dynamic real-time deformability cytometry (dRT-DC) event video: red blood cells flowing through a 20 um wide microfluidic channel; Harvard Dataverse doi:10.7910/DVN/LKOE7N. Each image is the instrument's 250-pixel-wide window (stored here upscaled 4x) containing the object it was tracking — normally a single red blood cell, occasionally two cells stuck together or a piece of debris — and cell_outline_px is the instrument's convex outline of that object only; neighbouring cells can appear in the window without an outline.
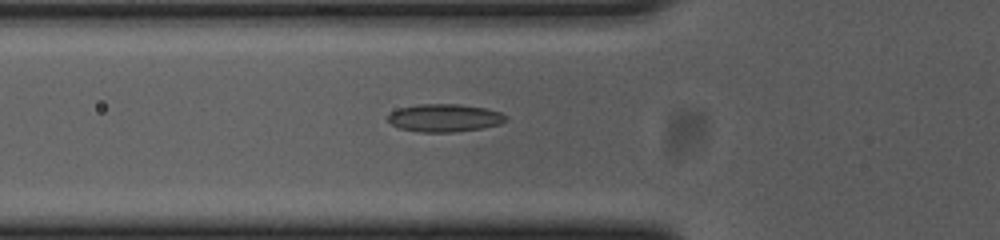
{"species": "common noctule bat (a hibernating species)", "species_latin": "Nyctalus noctula", "temperature_condition": "cold", "stored_images_in_passage": 40, "camera_frame_rate_fps": 3000, "um_per_image_px": 0.085, "animal": {"sex": "female", "body_mass_g": 23.0, "forearm_length_mm": 53.4}, "frame": {"image": 1, "passage_image": 3, "time_ms": 0.667, "image_size_px": [1000, 240], "cell_outline_px": [[508, 120], [500, 124], [484, 128], [452, 132], [420, 132], [400, 128], [392, 124], [388, 120], [388, 112], [396, 108], [420, 104], [460, 104], [488, 108], [500, 112], [508, 116]], "centroid_in_image_um": [37.81, 10.01], "position_along_channel_um": 88.0, "area_um2": 19.42}}
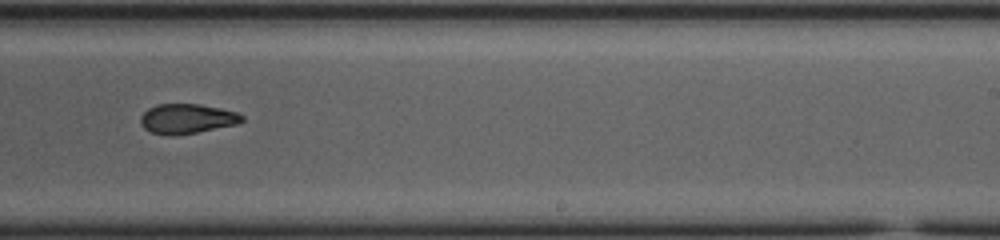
{"frame": {"image": 2, "passage_image": 18, "time_ms": 5.667, "image_size_px": [1000, 240], "cell_outline_px": [[244, 120], [236, 124], [196, 132], [172, 136], [152, 132], [144, 128], [140, 120], [140, 116], [148, 108], [156, 104], [200, 104], [220, 108], [236, 112], [244, 116]], "centroid_in_image_um": [15.88, 10.08], "position_along_channel_um": 273.1, "area_um2": 17.46}}
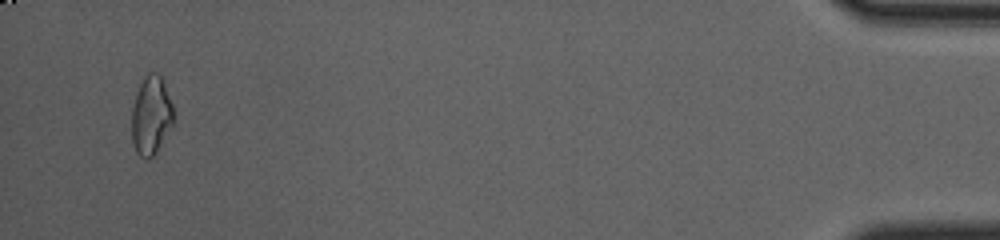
{"frame": {"image": 3, "passage_image": 37, "time_ms": 12.0, "image_size_px": [1000, 240], "cell_outline_px": [[176, 116], [172, 124], [156, 152], [152, 156], [140, 156], [136, 152], [132, 140], [132, 108], [136, 92], [144, 76], [148, 72], [160, 72], [172, 104]], "centroid_in_image_um": [12.85, 9.75], "position_along_channel_um": 422.3, "area_um2": 19.13}}